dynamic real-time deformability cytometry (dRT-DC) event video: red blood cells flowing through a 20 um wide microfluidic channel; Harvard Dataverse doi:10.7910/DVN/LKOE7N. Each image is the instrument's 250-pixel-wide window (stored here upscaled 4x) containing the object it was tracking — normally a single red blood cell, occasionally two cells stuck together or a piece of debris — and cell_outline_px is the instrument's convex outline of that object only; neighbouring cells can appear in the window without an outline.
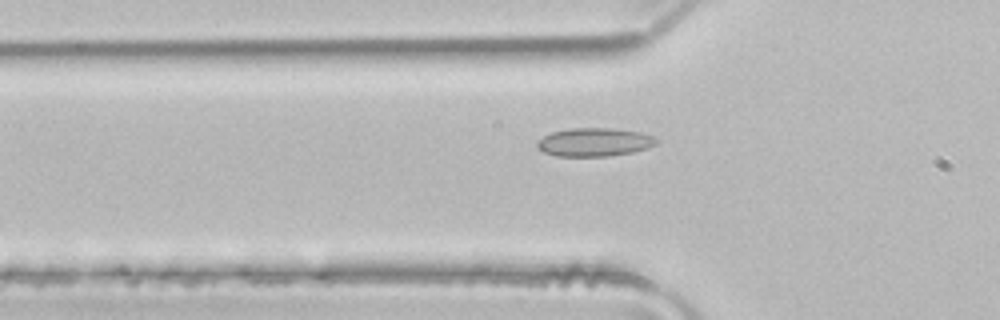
{"species": "common noctule bat (a hibernating species)", "species_latin": "Nyctalus noctula", "temperature_condition": "room temperature", "stored_images_in_passage": 34, "camera_frame_rate_fps": 3000, "um_per_image_px": 0.085, "animal": {"sex": "male", "body_mass_g": 21.5, "forearm_length_mm": 52.0}, "frame": {"image": 1, "passage_image": 6, "time_ms": 1.667, "image_size_px": [1000, 320], "cell_outline_px": [[660, 140], [656, 144], [648, 148], [632, 152], [608, 156], [556, 156], [544, 152], [536, 148], [536, 140], [552, 132], [568, 128], [612, 128], [640, 132], [652, 136]], "centroid_in_image_um": [50.5, 12.08], "position_along_channel_um": 75.3, "area_um2": 19.88}}
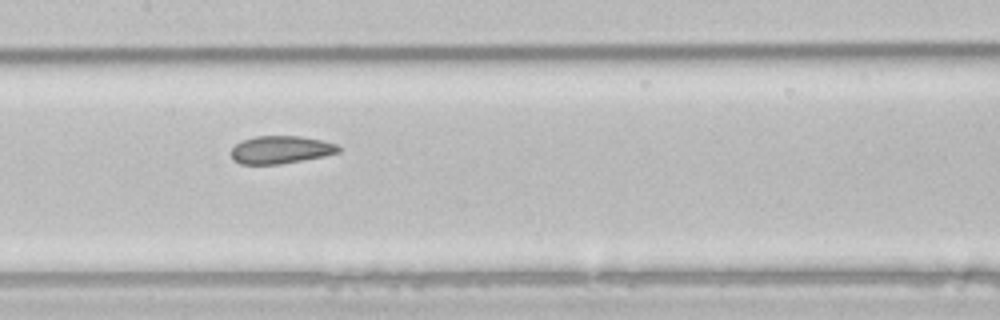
{"frame": {"image": 2, "passage_image": 14, "time_ms": 4.333, "image_size_px": [1000, 320], "cell_outline_px": [[340, 152], [324, 156], [276, 164], [240, 164], [232, 160], [232, 148], [240, 140], [256, 136], [300, 136], [324, 140], [336, 144], [340, 148]], "centroid_in_image_um": [23.85, 12.71], "position_along_channel_um": 183.6, "area_um2": 17.34}}
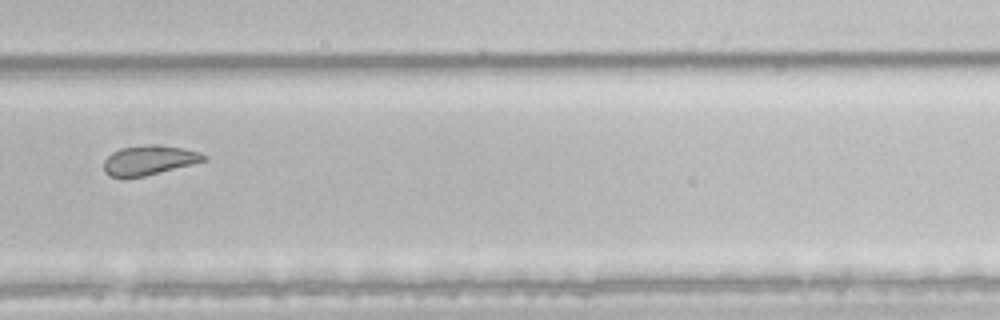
{"frame": {"image": 3, "passage_image": 24, "time_ms": 7.667, "image_size_px": [1000, 320], "cell_outline_px": [[208, 160], [144, 176], [108, 176], [104, 172], [104, 160], [112, 152], [120, 148], [144, 144], [156, 144], [184, 148], [200, 152], [208, 156]], "centroid_in_image_um": [12.7, 13.59], "position_along_channel_um": 317.1, "area_um2": 17.22}}